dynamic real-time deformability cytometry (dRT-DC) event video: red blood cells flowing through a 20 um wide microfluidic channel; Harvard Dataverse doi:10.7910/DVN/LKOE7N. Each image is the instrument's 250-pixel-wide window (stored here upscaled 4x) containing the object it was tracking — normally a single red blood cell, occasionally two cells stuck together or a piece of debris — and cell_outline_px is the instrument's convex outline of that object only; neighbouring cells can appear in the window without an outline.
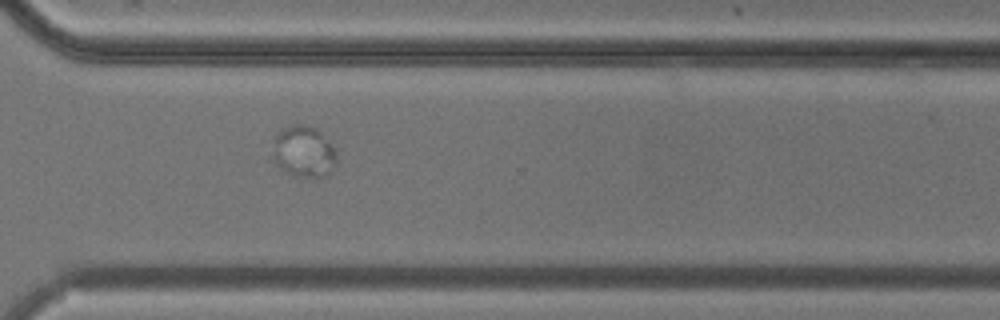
{"species": "common noctule bat (a hibernating species)", "species_latin": "Nyctalus noctula", "temperature_condition": "cold", "stored_images_in_passage": 11, "segment_of_instrument_passage": [2, 2], "camera_frame_rate_fps": 3000, "um_per_image_px": 0.085, "animal": {"sex": "male", "body_mass_g": 20.5, "forearm_length_mm": 52.5}, "frame": {"image": 1, "passage_image": 11, "time_ms": 12.667, "image_size_px": [1000, 320], "cell_outline_px": [[336, 160], [328, 176], [312, 180], [288, 172], [268, 160], [272, 136], [276, 132], [292, 124], [304, 124], [316, 128], [320, 132], [336, 152]], "centroid_in_image_um": [25.7, 12.9], "position_along_channel_um": 344.9, "area_um2": 20.0}}